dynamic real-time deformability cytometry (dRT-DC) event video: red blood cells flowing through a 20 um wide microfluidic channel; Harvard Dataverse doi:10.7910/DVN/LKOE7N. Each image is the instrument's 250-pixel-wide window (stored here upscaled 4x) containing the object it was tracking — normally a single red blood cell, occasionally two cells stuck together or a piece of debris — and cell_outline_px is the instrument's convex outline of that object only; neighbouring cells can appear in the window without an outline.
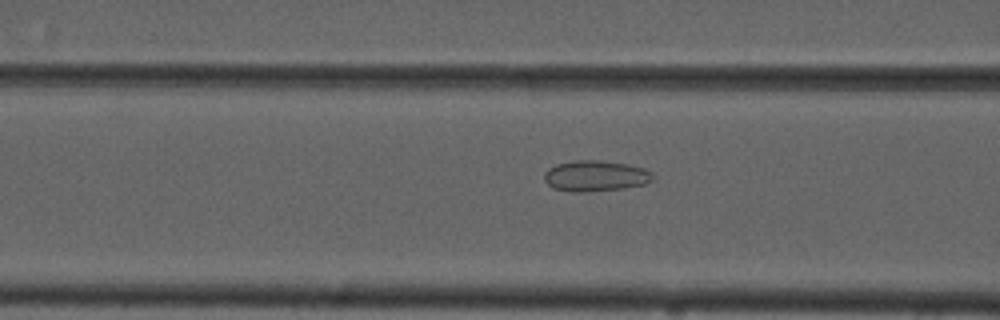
{"species": "common noctule bat (a hibernating species)", "species_latin": "Nyctalus noctula", "temperature_condition": "cold", "stored_images_in_passage": 55, "camera_frame_rate_fps": 3000, "um_per_image_px": 0.085, "animal": {"sex": "male", "forearm_length_mm": 52.5}, "frame": {"image": 1, "passage_image": 22, "time_ms": 7.0, "image_size_px": [1000, 320], "cell_outline_px": [[656, 176], [652, 180], [644, 184], [624, 188], [580, 192], [568, 192], [552, 188], [544, 180], [544, 172], [548, 168], [556, 164], [572, 160], [600, 160], [628, 164], [644, 168], [652, 172]], "centroid_in_image_um": [50.6, 14.95], "position_along_channel_um": 116.0, "area_um2": 19.77}}
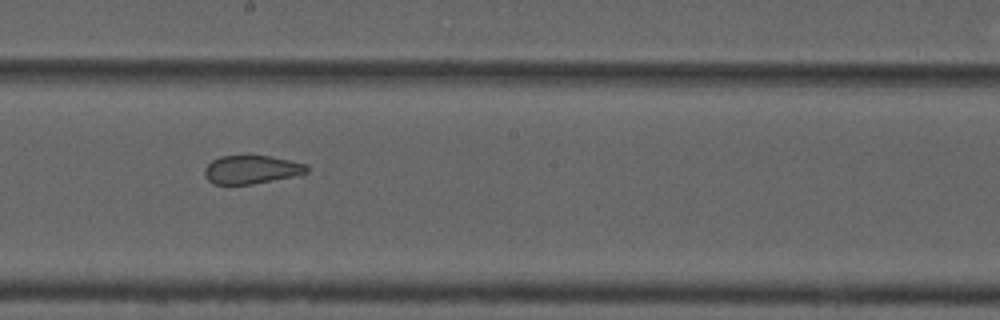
{"frame": {"image": 2, "passage_image": 31, "time_ms": 10.0, "image_size_px": [1000, 320], "cell_outline_px": [[308, 172], [304, 176], [252, 184], [212, 184], [204, 176], [204, 168], [212, 160], [220, 156], [272, 156], [308, 164]], "centroid_in_image_um": [21.45, 14.43], "position_along_channel_um": 226.8, "area_um2": 17.4}}
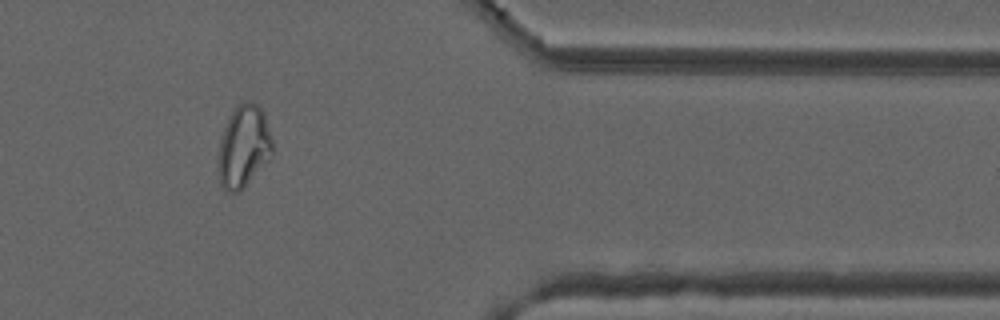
{"frame": {"image": 3, "passage_image": 46, "time_ms": 15.0, "image_size_px": [1000, 320], "cell_outline_px": [[272, 156], [236, 192], [228, 192], [220, 184], [216, 168], [216, 160], [220, 136], [228, 116], [244, 100], [252, 100], [264, 112], [272, 140]], "centroid_in_image_um": [20.65, 12.41], "position_along_channel_um": 390.7, "area_um2": 26.01}, "authors_computed_cell_mechanics": {"area_um2": 24.7962, "velocity_mm_per_s": 3.6872, "shape_relaxation_time_tau1_ms": null, "shape_relaxation_time_tau2_ms": 1.6923, "deformation_change_tau1": null, "deformation_change_tau2": 0.0781}}